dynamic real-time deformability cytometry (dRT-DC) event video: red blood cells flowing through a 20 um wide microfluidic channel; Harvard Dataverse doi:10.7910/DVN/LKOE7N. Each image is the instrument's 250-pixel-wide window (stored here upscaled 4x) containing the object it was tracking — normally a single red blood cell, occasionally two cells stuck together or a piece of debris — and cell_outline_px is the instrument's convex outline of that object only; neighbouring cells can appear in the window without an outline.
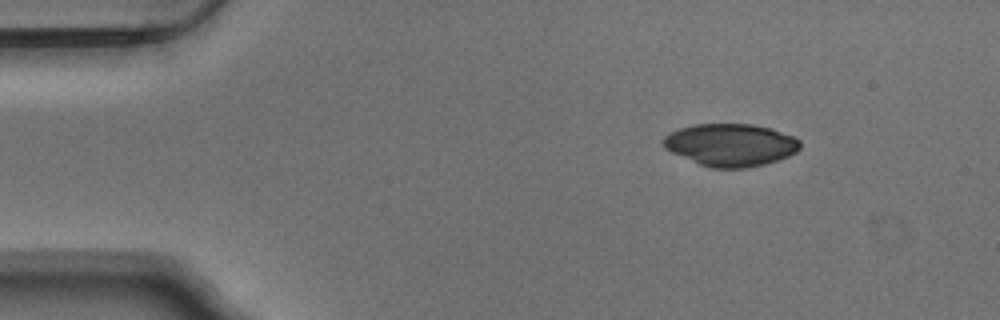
{"species": "Egyptian fruit bat (a non-hibernating species)", "species_latin": "Rousettus aegyptiacus", "temperature_condition": "warm", "stored_images_in_passage": 3, "camera_frame_rate_fps": 3000, "um_per_image_px": 0.085, "animal": {"sex": "male"}, "frame": {"image": 1, "passage_image": 1, "time_ms": 0.0, "image_size_px": [1000, 320], "cell_outline_px": [[800, 148], [796, 152], [788, 156], [764, 164], [748, 168], [712, 168], [700, 164], [672, 152], [664, 148], [660, 140], [664, 136], [680, 128], [692, 124], [752, 124], [772, 128], [792, 136], [800, 140]], "centroid_in_image_um": [62.09, 12.31], "position_along_channel_um": 22.9, "area_um2": 33.87}}